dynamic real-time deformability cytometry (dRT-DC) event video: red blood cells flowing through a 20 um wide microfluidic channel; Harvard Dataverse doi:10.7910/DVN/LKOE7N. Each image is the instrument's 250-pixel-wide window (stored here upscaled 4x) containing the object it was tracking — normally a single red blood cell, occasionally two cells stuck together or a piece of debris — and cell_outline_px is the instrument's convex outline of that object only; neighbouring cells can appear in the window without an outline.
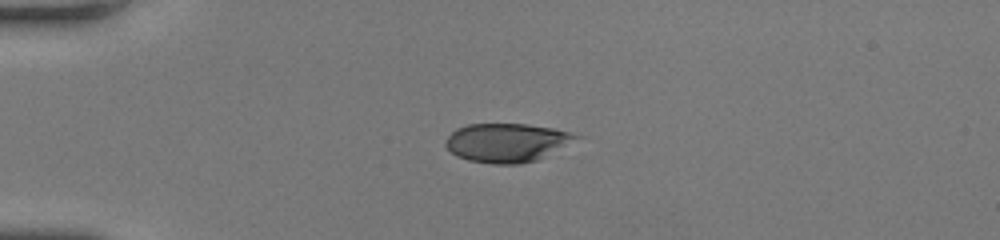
{"species": "human", "species_latin": "Homo sapiens", "temperature_condition": "room temperature", "stored_images_in_passage": 37, "camera_frame_rate_fps": 3000, "um_per_image_px": 0.085, "donor": {"sex": "female"}, "frame": {"image": 1, "passage_image": 1, "time_ms": 0.0, "image_size_px": [1000, 240], "cell_outline_px": [[580, 136], [536, 160], [520, 164], [492, 164], [468, 160], [456, 156], [444, 144], [448, 136], [456, 128], [468, 124], [528, 124], [552, 128], [568, 132]], "centroid_in_image_um": [42.98, 12.12], "position_along_channel_um": 42.0, "area_um2": 28.9}}
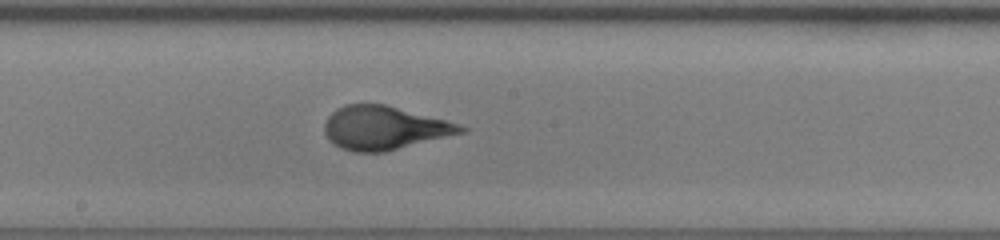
{"frame": {"image": 2, "passage_image": 16, "time_ms": 5.0, "image_size_px": [1000, 240], "cell_outline_px": [[468, 132], [384, 152], [352, 152], [340, 148], [332, 144], [328, 140], [324, 132], [324, 124], [328, 116], [336, 108], [344, 104], [384, 104], [460, 124], [468, 128]], "centroid_in_image_um": [32.65, 10.88], "position_along_channel_um": 215.6, "area_um2": 34.8}}
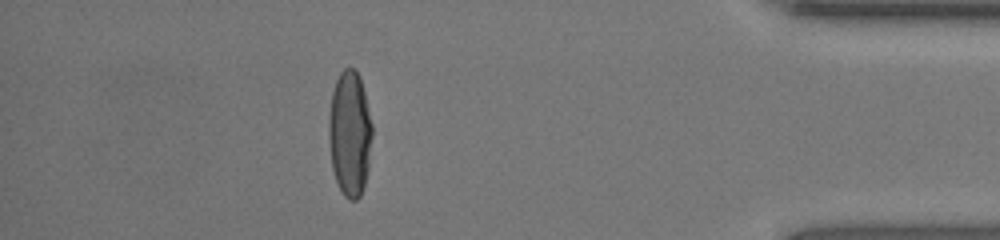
{"frame": {"image": 3, "passage_image": 32, "time_ms": 10.333, "image_size_px": [1000, 240], "cell_outline_px": [[372, 136], [368, 168], [364, 188], [360, 196], [356, 200], [348, 200], [344, 196], [336, 180], [332, 168], [328, 136], [328, 120], [332, 92], [336, 80], [340, 72], [344, 68], [356, 68], [360, 76], [372, 124]], "centroid_in_image_um": [29.73, 11.35], "position_along_channel_um": 405.5, "area_um2": 31.96}, "authors_computed_cell_mechanics": {"area_um2": 33.5818, "velocity_mm_per_s": 4.2952, "shape_relaxation_time_tau1_ms": 3.4472, "shape_relaxation_time_tau2_ms": null, "deformation_change_tau1": 0.1897, "deformation_change_tau2": null}}